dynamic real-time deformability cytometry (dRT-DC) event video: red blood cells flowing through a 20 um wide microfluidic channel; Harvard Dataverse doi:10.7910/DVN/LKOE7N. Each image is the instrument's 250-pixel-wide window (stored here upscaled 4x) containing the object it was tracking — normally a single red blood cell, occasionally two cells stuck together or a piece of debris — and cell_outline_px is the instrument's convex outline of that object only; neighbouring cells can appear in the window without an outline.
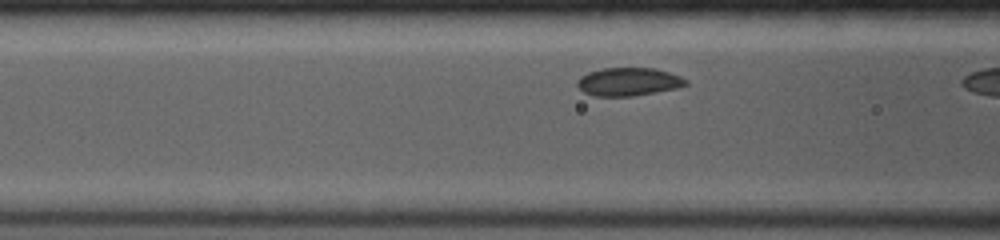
{"species": "common noctule bat (a hibernating species)", "species_latin": "Nyctalus noctula", "temperature_condition": "room temperature", "stored_images_in_passage": 9, "camera_frame_rate_fps": 4000, "um_per_image_px": 0.085, "animal": {"sex": "female", "body_mass_g": 19.0, "forearm_length_mm": 53.3}, "frame": {"image": 1, "passage_image": 8, "time_ms": 1.75, "image_size_px": [1000, 240], "cell_outline_px": [[688, 84], [676, 88], [632, 96], [592, 96], [584, 92], [576, 84], [576, 80], [580, 76], [588, 72], [600, 68], [656, 68], [680, 76], [688, 80]], "centroid_in_image_um": [53.39, 6.94], "position_along_channel_um": 113.2, "area_um2": 17.86}}